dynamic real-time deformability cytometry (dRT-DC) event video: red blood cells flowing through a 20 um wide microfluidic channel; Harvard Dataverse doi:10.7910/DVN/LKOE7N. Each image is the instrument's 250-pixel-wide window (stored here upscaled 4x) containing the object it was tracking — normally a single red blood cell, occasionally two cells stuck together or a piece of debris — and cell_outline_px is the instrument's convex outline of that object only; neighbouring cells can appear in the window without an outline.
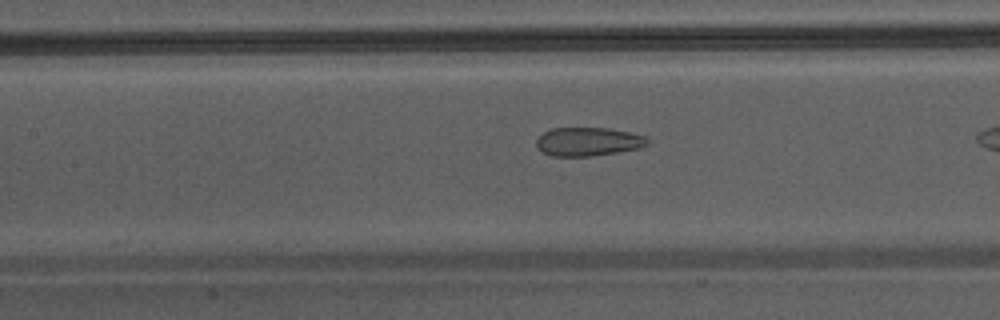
{"species": "Egyptian fruit bat (a non-hibernating species)", "species_latin": "Rousettus aegyptiacus", "temperature_condition": "warm", "stored_images_in_passage": 36, "camera_frame_rate_fps": 3000, "um_per_image_px": 0.085, "animal": {"sex": "male"}, "frame": {"image": 1, "passage_image": 21, "time_ms": 6.667, "image_size_px": [1000, 320], "cell_outline_px": [[648, 144], [640, 148], [592, 156], [552, 156], [540, 152], [536, 148], [536, 140], [544, 132], [552, 128], [608, 128], [632, 132], [644, 136], [648, 140]], "centroid_in_image_um": [49.96, 12.04], "position_along_channel_um": 157.4, "area_um2": 18.61}}